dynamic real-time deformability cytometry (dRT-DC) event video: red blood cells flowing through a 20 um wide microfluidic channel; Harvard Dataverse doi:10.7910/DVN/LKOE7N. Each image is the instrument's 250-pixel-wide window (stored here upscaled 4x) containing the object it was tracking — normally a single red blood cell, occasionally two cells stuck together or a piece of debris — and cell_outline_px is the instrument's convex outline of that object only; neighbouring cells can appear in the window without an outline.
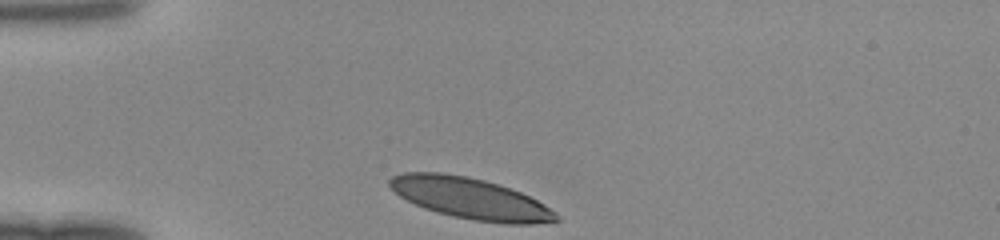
{"species": "human", "species_latin": "Homo sapiens", "temperature_condition": "room temperature", "stored_images_in_passage": 28, "camera_frame_rate_fps": 3000, "um_per_image_px": 0.085, "donor": {"sex": "female"}, "frame": {"image": 1, "passage_image": 1, "time_ms": 0.0, "image_size_px": [1000, 240], "cell_outline_px": [[560, 220], [532, 224], [504, 224], [476, 220], [452, 216], [436, 212], [424, 208], [400, 196], [388, 184], [388, 180], [392, 176], [404, 172], [440, 172], [468, 176], [484, 180], [520, 192], [536, 200], [556, 212]], "centroid_in_image_um": [39.97, 16.86], "position_along_channel_um": 45.0, "area_um2": 39.59}}
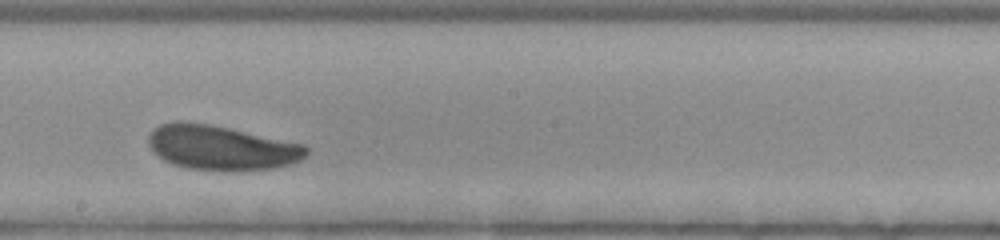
{"frame": {"image": 2, "passage_image": 16, "time_ms": 5.0, "image_size_px": [1000, 240], "cell_outline_px": [[308, 156], [292, 164], [272, 168], [188, 168], [172, 164], [164, 160], [148, 144], [148, 136], [160, 124], [176, 120], [180, 120], [208, 124], [228, 128], [304, 144], [308, 148]], "centroid_in_image_um": [18.82, 12.51], "position_along_channel_um": 229.4, "area_um2": 39.94}}
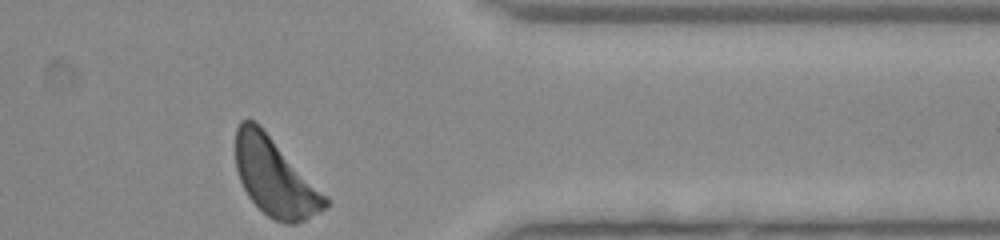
{"frame": {"image": 3, "passage_image": 28, "time_ms": 9.0, "image_size_px": [1000, 240], "cell_outline_px": [[332, 204], [320, 212], [296, 224], [284, 224], [268, 216], [248, 196], [240, 180], [236, 168], [236, 128], [240, 120], [252, 120], [260, 124], [328, 196]], "centroid_in_image_um": [23.4, 15.06], "position_along_channel_um": 388.0, "area_um2": 40.92}}